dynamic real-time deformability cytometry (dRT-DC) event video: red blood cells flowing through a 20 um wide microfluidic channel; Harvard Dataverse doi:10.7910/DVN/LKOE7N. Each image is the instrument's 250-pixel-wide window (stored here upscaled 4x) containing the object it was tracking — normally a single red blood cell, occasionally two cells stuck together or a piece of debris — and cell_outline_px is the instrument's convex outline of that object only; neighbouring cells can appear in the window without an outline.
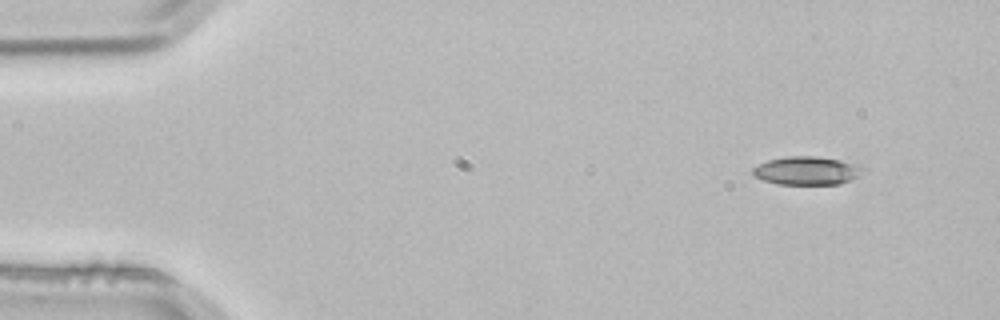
{"species": "common noctule bat (a hibernating species)", "species_latin": "Nyctalus noctula", "temperature_condition": "room temperature", "stored_images_in_passage": 3, "camera_frame_rate_fps": 3000, "um_per_image_px": 0.085, "animal": {"sex": "male", "body_mass_g": 21.5, "forearm_length_mm": 52.0}, "frame": {"image": 1, "passage_image": 1, "time_ms": 0.0, "image_size_px": [1000, 320], "cell_outline_px": [[864, 168], [856, 176], [840, 184], [776, 184], [764, 180], [756, 176], [752, 172], [752, 168], [768, 160], [788, 156], [816, 156], [840, 160]], "centroid_in_image_um": [68.52, 14.5], "position_along_channel_um": 16.5, "area_um2": 17.74}}